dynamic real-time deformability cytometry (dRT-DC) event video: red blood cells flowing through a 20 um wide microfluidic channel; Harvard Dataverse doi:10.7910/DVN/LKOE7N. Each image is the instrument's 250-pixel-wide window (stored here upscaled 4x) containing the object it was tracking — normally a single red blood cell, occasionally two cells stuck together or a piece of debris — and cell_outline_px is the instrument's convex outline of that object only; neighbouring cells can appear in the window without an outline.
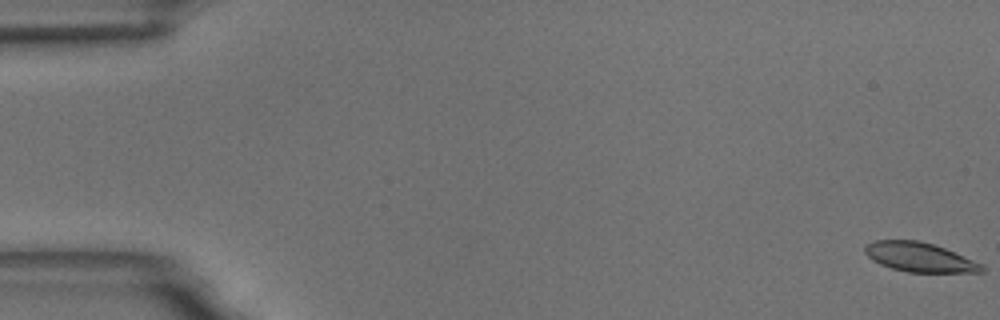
{"species": "common noctule bat (a hibernating species)", "species_latin": "Nyctalus noctula", "temperature_condition": "room temperature", "stored_images_in_passage": 57, "camera_frame_rate_fps": 3000, "um_per_image_px": 0.085, "animal": {"sex": "male", "body_mass_g": 18.8}, "frame": {"image": 1, "passage_image": 1, "time_ms": 0.0, "image_size_px": [1000, 320], "cell_outline_px": [[984, 272], [908, 272], [892, 268], [880, 264], [872, 260], [864, 252], [864, 244], [876, 240], [920, 240], [944, 248], [984, 264]], "centroid_in_image_um": [78.15, 21.85], "position_along_channel_um": 6.9, "area_um2": 20.0}}
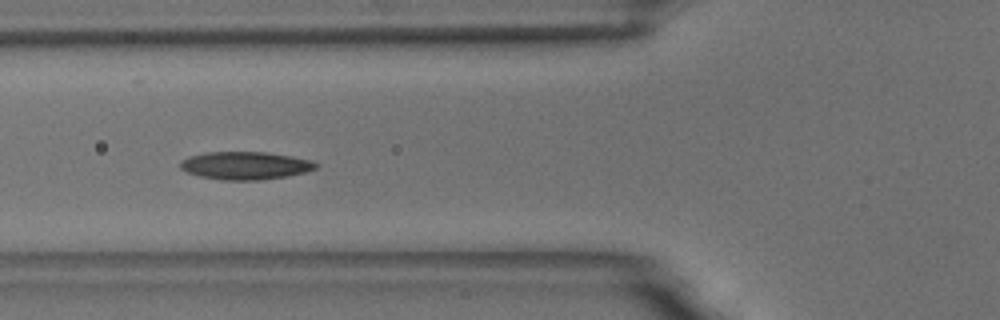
{"frame": {"image": 2, "passage_image": 22, "time_ms": 7.0, "image_size_px": [1000, 320], "cell_outline_px": [[320, 164], [316, 168], [304, 172], [288, 176], [260, 180], [220, 180], [200, 176], [188, 172], [180, 168], [180, 160], [188, 156], [208, 152], [268, 152], [292, 156], [312, 160]], "centroid_in_image_um": [20.86, 14.07], "position_along_channel_um": 104.9, "area_um2": 22.14}}
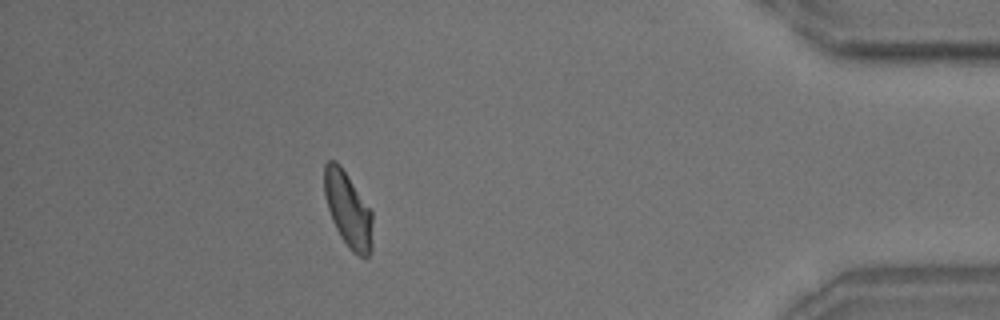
{"frame": {"image": 3, "passage_image": 51, "time_ms": 16.667, "image_size_px": [1000, 320], "cell_outline_px": [[372, 248], [368, 256], [360, 256], [352, 252], [348, 248], [340, 236], [332, 220], [324, 196], [324, 164], [328, 160], [336, 160], [340, 164], [372, 212]], "centroid_in_image_um": [29.57, 17.81], "position_along_channel_um": 405.6, "area_um2": 21.1}, "authors_computed_cell_mechanics": {"area_um2": 21.1548, "velocity_mm_per_s": 3.6019, "shape_relaxation_time_tau1_ms": 3.8008, "shape_relaxation_time_tau2_ms": 2.9449, "deformation_change_tau1": 0.1347, "deformation_change_tau2": 0.0856}}